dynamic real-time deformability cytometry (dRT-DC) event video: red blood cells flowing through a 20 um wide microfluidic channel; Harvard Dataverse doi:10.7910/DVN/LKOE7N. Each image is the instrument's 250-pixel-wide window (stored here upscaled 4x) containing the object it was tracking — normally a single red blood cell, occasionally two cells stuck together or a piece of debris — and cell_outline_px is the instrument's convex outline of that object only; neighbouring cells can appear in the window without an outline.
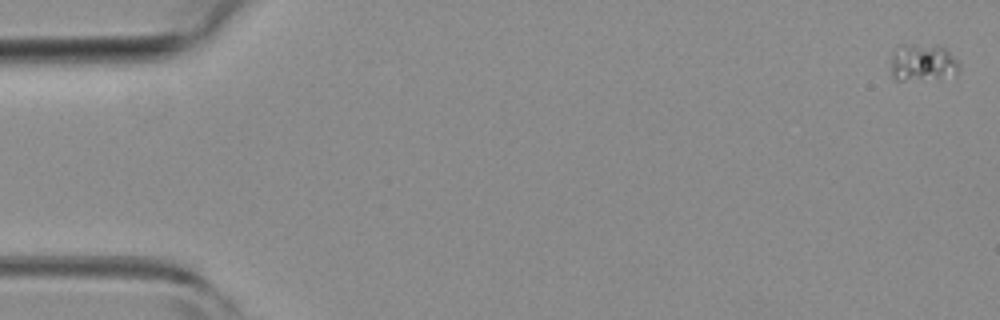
{"species": "common noctule bat (a hibernating species)", "species_latin": "Nyctalus noctula", "temperature_condition": "room temperature", "stored_images_in_passage": 44, "camera_frame_rate_fps": 3000, "um_per_image_px": 0.085, "animal": {"sex": "female", "body_mass_g": 19.3, "forearm_length_mm": 54.1}, "frame": {"image": 1, "passage_image": 1, "time_ms": 0.0, "image_size_px": [1000, 320], "cell_outline_px": [[960, 68], [956, 76], [904, 80], [896, 80], [892, 76], [892, 52], [896, 44], [908, 44], [944, 48], [960, 64]], "centroid_in_image_um": [78.4, 5.32], "position_along_channel_um": 6.6, "area_um2": 14.62}}
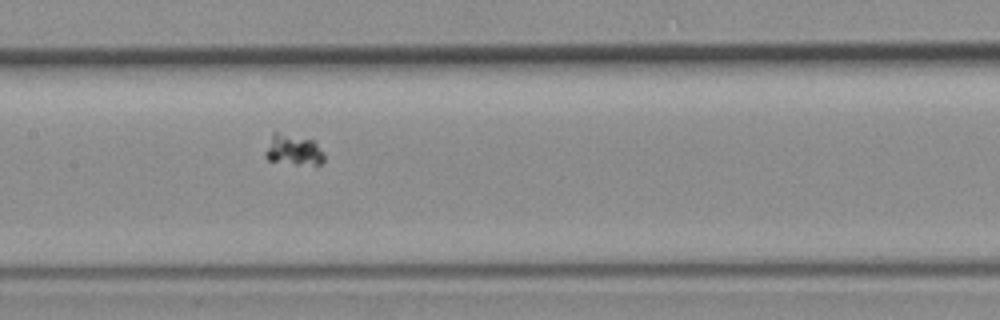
{"frame": {"image": 2, "passage_image": 24, "time_ms": 7.667, "image_size_px": [1000, 320], "cell_outline_px": [[324, 160], [320, 164], [296, 164], [268, 160], [264, 156], [264, 152], [272, 132], [276, 132], [316, 140], [324, 152]], "centroid_in_image_um": [24.94, 12.73], "position_along_channel_um": 182.5, "area_um2": 10.69}}
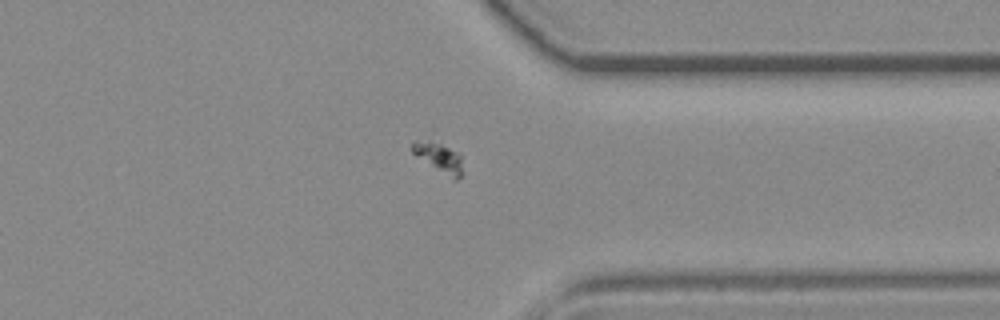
{"frame": {"image": 3, "passage_image": 38, "time_ms": 12.333, "image_size_px": [1000, 320], "cell_outline_px": [[464, 172], [456, 180], [452, 180], [412, 152], [412, 144], [416, 140], [432, 128], [460, 156]], "centroid_in_image_um": [37.28, 13.13], "position_along_channel_um": 374.1, "area_um2": 10.29}}